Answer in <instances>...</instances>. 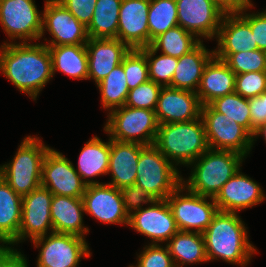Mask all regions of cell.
<instances>
[{
  "label": "cell",
  "mask_w": 266,
  "mask_h": 267,
  "mask_svg": "<svg viewBox=\"0 0 266 267\" xmlns=\"http://www.w3.org/2000/svg\"><path fill=\"white\" fill-rule=\"evenodd\" d=\"M0 71L20 92L36 100L53 77L49 48L44 43L5 42L0 46Z\"/></svg>",
  "instance_id": "obj_1"
},
{
  "label": "cell",
  "mask_w": 266,
  "mask_h": 267,
  "mask_svg": "<svg viewBox=\"0 0 266 267\" xmlns=\"http://www.w3.org/2000/svg\"><path fill=\"white\" fill-rule=\"evenodd\" d=\"M246 228L239 214L218 211L202 233L207 260L220 258L232 265L247 266L256 248L248 240Z\"/></svg>",
  "instance_id": "obj_2"
},
{
  "label": "cell",
  "mask_w": 266,
  "mask_h": 267,
  "mask_svg": "<svg viewBox=\"0 0 266 267\" xmlns=\"http://www.w3.org/2000/svg\"><path fill=\"white\" fill-rule=\"evenodd\" d=\"M154 146L177 168L189 166L209 149L201 116L189 122L158 127Z\"/></svg>",
  "instance_id": "obj_3"
},
{
  "label": "cell",
  "mask_w": 266,
  "mask_h": 267,
  "mask_svg": "<svg viewBox=\"0 0 266 267\" xmlns=\"http://www.w3.org/2000/svg\"><path fill=\"white\" fill-rule=\"evenodd\" d=\"M244 158L237 152L208 149L189 165L192 166L191 174L188 180L182 177V184L193 193L215 198L222 186L240 169Z\"/></svg>",
  "instance_id": "obj_4"
},
{
  "label": "cell",
  "mask_w": 266,
  "mask_h": 267,
  "mask_svg": "<svg viewBox=\"0 0 266 267\" xmlns=\"http://www.w3.org/2000/svg\"><path fill=\"white\" fill-rule=\"evenodd\" d=\"M41 141L39 137H25L11 162L0 166V177L21 196L41 185L42 163L50 149Z\"/></svg>",
  "instance_id": "obj_5"
},
{
  "label": "cell",
  "mask_w": 266,
  "mask_h": 267,
  "mask_svg": "<svg viewBox=\"0 0 266 267\" xmlns=\"http://www.w3.org/2000/svg\"><path fill=\"white\" fill-rule=\"evenodd\" d=\"M107 119L104 131L110 139L154 145L159 127L155 110L124 105L108 112Z\"/></svg>",
  "instance_id": "obj_6"
},
{
  "label": "cell",
  "mask_w": 266,
  "mask_h": 267,
  "mask_svg": "<svg viewBox=\"0 0 266 267\" xmlns=\"http://www.w3.org/2000/svg\"><path fill=\"white\" fill-rule=\"evenodd\" d=\"M135 183L162 200L182 183V175L154 145H149L140 151Z\"/></svg>",
  "instance_id": "obj_7"
},
{
  "label": "cell",
  "mask_w": 266,
  "mask_h": 267,
  "mask_svg": "<svg viewBox=\"0 0 266 267\" xmlns=\"http://www.w3.org/2000/svg\"><path fill=\"white\" fill-rule=\"evenodd\" d=\"M166 201L179 231L203 233L218 212L214 198L193 193L182 183L166 198Z\"/></svg>",
  "instance_id": "obj_8"
},
{
  "label": "cell",
  "mask_w": 266,
  "mask_h": 267,
  "mask_svg": "<svg viewBox=\"0 0 266 267\" xmlns=\"http://www.w3.org/2000/svg\"><path fill=\"white\" fill-rule=\"evenodd\" d=\"M201 118L209 149L233 151L247 158L253 147L252 135L243 126L230 121L210 104L201 107Z\"/></svg>",
  "instance_id": "obj_9"
},
{
  "label": "cell",
  "mask_w": 266,
  "mask_h": 267,
  "mask_svg": "<svg viewBox=\"0 0 266 267\" xmlns=\"http://www.w3.org/2000/svg\"><path fill=\"white\" fill-rule=\"evenodd\" d=\"M50 234L33 239L35 248H40L37 267H79L82 257H90L86 239L65 233Z\"/></svg>",
  "instance_id": "obj_10"
},
{
  "label": "cell",
  "mask_w": 266,
  "mask_h": 267,
  "mask_svg": "<svg viewBox=\"0 0 266 267\" xmlns=\"http://www.w3.org/2000/svg\"><path fill=\"white\" fill-rule=\"evenodd\" d=\"M42 12L33 0H0V24L15 43L41 39Z\"/></svg>",
  "instance_id": "obj_11"
},
{
  "label": "cell",
  "mask_w": 266,
  "mask_h": 267,
  "mask_svg": "<svg viewBox=\"0 0 266 267\" xmlns=\"http://www.w3.org/2000/svg\"><path fill=\"white\" fill-rule=\"evenodd\" d=\"M178 24L199 40L217 37L222 18L227 12L214 0H175Z\"/></svg>",
  "instance_id": "obj_12"
},
{
  "label": "cell",
  "mask_w": 266,
  "mask_h": 267,
  "mask_svg": "<svg viewBox=\"0 0 266 267\" xmlns=\"http://www.w3.org/2000/svg\"><path fill=\"white\" fill-rule=\"evenodd\" d=\"M53 194L44 186L22 196L21 223L18 236L7 246H14L26 238L30 240L45 236L48 230L53 232L51 202Z\"/></svg>",
  "instance_id": "obj_13"
},
{
  "label": "cell",
  "mask_w": 266,
  "mask_h": 267,
  "mask_svg": "<svg viewBox=\"0 0 266 267\" xmlns=\"http://www.w3.org/2000/svg\"><path fill=\"white\" fill-rule=\"evenodd\" d=\"M41 186L53 195L82 198L87 185L73 163L62 153L50 148L42 163Z\"/></svg>",
  "instance_id": "obj_14"
},
{
  "label": "cell",
  "mask_w": 266,
  "mask_h": 267,
  "mask_svg": "<svg viewBox=\"0 0 266 267\" xmlns=\"http://www.w3.org/2000/svg\"><path fill=\"white\" fill-rule=\"evenodd\" d=\"M45 31L52 36V40L47 41L46 46L80 45L88 41L86 27L58 0H45L41 38Z\"/></svg>",
  "instance_id": "obj_15"
},
{
  "label": "cell",
  "mask_w": 266,
  "mask_h": 267,
  "mask_svg": "<svg viewBox=\"0 0 266 267\" xmlns=\"http://www.w3.org/2000/svg\"><path fill=\"white\" fill-rule=\"evenodd\" d=\"M149 205L129 215L128 226L149 237L150 244L168 242L179 231L170 206L166 199Z\"/></svg>",
  "instance_id": "obj_16"
},
{
  "label": "cell",
  "mask_w": 266,
  "mask_h": 267,
  "mask_svg": "<svg viewBox=\"0 0 266 267\" xmlns=\"http://www.w3.org/2000/svg\"><path fill=\"white\" fill-rule=\"evenodd\" d=\"M85 213L109 224H129L120 189L108 184L87 185L82 196Z\"/></svg>",
  "instance_id": "obj_17"
},
{
  "label": "cell",
  "mask_w": 266,
  "mask_h": 267,
  "mask_svg": "<svg viewBox=\"0 0 266 267\" xmlns=\"http://www.w3.org/2000/svg\"><path fill=\"white\" fill-rule=\"evenodd\" d=\"M201 107L196 92L163 86L155 113L159 125L189 122L201 116Z\"/></svg>",
  "instance_id": "obj_18"
},
{
  "label": "cell",
  "mask_w": 266,
  "mask_h": 267,
  "mask_svg": "<svg viewBox=\"0 0 266 267\" xmlns=\"http://www.w3.org/2000/svg\"><path fill=\"white\" fill-rule=\"evenodd\" d=\"M149 6L150 0H122L117 39L130 49L149 46Z\"/></svg>",
  "instance_id": "obj_19"
},
{
  "label": "cell",
  "mask_w": 266,
  "mask_h": 267,
  "mask_svg": "<svg viewBox=\"0 0 266 267\" xmlns=\"http://www.w3.org/2000/svg\"><path fill=\"white\" fill-rule=\"evenodd\" d=\"M240 170L222 186L214 198L218 211L238 213L265 200L263 188Z\"/></svg>",
  "instance_id": "obj_20"
},
{
  "label": "cell",
  "mask_w": 266,
  "mask_h": 267,
  "mask_svg": "<svg viewBox=\"0 0 266 267\" xmlns=\"http://www.w3.org/2000/svg\"><path fill=\"white\" fill-rule=\"evenodd\" d=\"M215 39L218 47L214 56L222 61L232 53L258 49L250 25L236 11L224 14Z\"/></svg>",
  "instance_id": "obj_21"
},
{
  "label": "cell",
  "mask_w": 266,
  "mask_h": 267,
  "mask_svg": "<svg viewBox=\"0 0 266 267\" xmlns=\"http://www.w3.org/2000/svg\"><path fill=\"white\" fill-rule=\"evenodd\" d=\"M88 79L98 84L122 63L130 48L117 38H88Z\"/></svg>",
  "instance_id": "obj_22"
},
{
  "label": "cell",
  "mask_w": 266,
  "mask_h": 267,
  "mask_svg": "<svg viewBox=\"0 0 266 267\" xmlns=\"http://www.w3.org/2000/svg\"><path fill=\"white\" fill-rule=\"evenodd\" d=\"M145 146L133 142H121L111 139L108 173L111 182L108 184L121 189L135 183L140 151Z\"/></svg>",
  "instance_id": "obj_23"
},
{
  "label": "cell",
  "mask_w": 266,
  "mask_h": 267,
  "mask_svg": "<svg viewBox=\"0 0 266 267\" xmlns=\"http://www.w3.org/2000/svg\"><path fill=\"white\" fill-rule=\"evenodd\" d=\"M235 76L224 61L214 56L206 65L196 91L201 105L235 92Z\"/></svg>",
  "instance_id": "obj_24"
},
{
  "label": "cell",
  "mask_w": 266,
  "mask_h": 267,
  "mask_svg": "<svg viewBox=\"0 0 266 267\" xmlns=\"http://www.w3.org/2000/svg\"><path fill=\"white\" fill-rule=\"evenodd\" d=\"M208 50L202 40L189 53L179 57L169 87L196 92L206 65L214 57V50Z\"/></svg>",
  "instance_id": "obj_25"
},
{
  "label": "cell",
  "mask_w": 266,
  "mask_h": 267,
  "mask_svg": "<svg viewBox=\"0 0 266 267\" xmlns=\"http://www.w3.org/2000/svg\"><path fill=\"white\" fill-rule=\"evenodd\" d=\"M53 232L81 236L89 229L83 224L84 204L82 198L53 195L50 207Z\"/></svg>",
  "instance_id": "obj_26"
},
{
  "label": "cell",
  "mask_w": 266,
  "mask_h": 267,
  "mask_svg": "<svg viewBox=\"0 0 266 267\" xmlns=\"http://www.w3.org/2000/svg\"><path fill=\"white\" fill-rule=\"evenodd\" d=\"M111 139L103 142L94 136L82 148L78 158V168L75 169L86 185L100 184L99 181L89 179L107 175L110 160Z\"/></svg>",
  "instance_id": "obj_27"
},
{
  "label": "cell",
  "mask_w": 266,
  "mask_h": 267,
  "mask_svg": "<svg viewBox=\"0 0 266 267\" xmlns=\"http://www.w3.org/2000/svg\"><path fill=\"white\" fill-rule=\"evenodd\" d=\"M21 213L22 196L0 177V247H7L18 236Z\"/></svg>",
  "instance_id": "obj_28"
},
{
  "label": "cell",
  "mask_w": 266,
  "mask_h": 267,
  "mask_svg": "<svg viewBox=\"0 0 266 267\" xmlns=\"http://www.w3.org/2000/svg\"><path fill=\"white\" fill-rule=\"evenodd\" d=\"M52 59L53 76L55 71L69 77L88 79V53L86 44L48 46Z\"/></svg>",
  "instance_id": "obj_29"
},
{
  "label": "cell",
  "mask_w": 266,
  "mask_h": 267,
  "mask_svg": "<svg viewBox=\"0 0 266 267\" xmlns=\"http://www.w3.org/2000/svg\"><path fill=\"white\" fill-rule=\"evenodd\" d=\"M175 267L208 262L202 233L178 231L166 244Z\"/></svg>",
  "instance_id": "obj_30"
},
{
  "label": "cell",
  "mask_w": 266,
  "mask_h": 267,
  "mask_svg": "<svg viewBox=\"0 0 266 267\" xmlns=\"http://www.w3.org/2000/svg\"><path fill=\"white\" fill-rule=\"evenodd\" d=\"M121 3L122 0H97L86 27L88 38H117Z\"/></svg>",
  "instance_id": "obj_31"
},
{
  "label": "cell",
  "mask_w": 266,
  "mask_h": 267,
  "mask_svg": "<svg viewBox=\"0 0 266 267\" xmlns=\"http://www.w3.org/2000/svg\"><path fill=\"white\" fill-rule=\"evenodd\" d=\"M200 42L193 33L176 26L156 37L150 46L156 51L161 49L162 54L179 58L193 50Z\"/></svg>",
  "instance_id": "obj_32"
},
{
  "label": "cell",
  "mask_w": 266,
  "mask_h": 267,
  "mask_svg": "<svg viewBox=\"0 0 266 267\" xmlns=\"http://www.w3.org/2000/svg\"><path fill=\"white\" fill-rule=\"evenodd\" d=\"M102 107L109 112L125 105L129 92L123 65L116 66L98 84Z\"/></svg>",
  "instance_id": "obj_33"
},
{
  "label": "cell",
  "mask_w": 266,
  "mask_h": 267,
  "mask_svg": "<svg viewBox=\"0 0 266 267\" xmlns=\"http://www.w3.org/2000/svg\"><path fill=\"white\" fill-rule=\"evenodd\" d=\"M176 26H179L176 1L150 0L148 13L149 46L160 34Z\"/></svg>",
  "instance_id": "obj_34"
},
{
  "label": "cell",
  "mask_w": 266,
  "mask_h": 267,
  "mask_svg": "<svg viewBox=\"0 0 266 267\" xmlns=\"http://www.w3.org/2000/svg\"><path fill=\"white\" fill-rule=\"evenodd\" d=\"M210 105L230 121L234 120L243 126L251 134L249 99L233 92L213 100Z\"/></svg>",
  "instance_id": "obj_35"
},
{
  "label": "cell",
  "mask_w": 266,
  "mask_h": 267,
  "mask_svg": "<svg viewBox=\"0 0 266 267\" xmlns=\"http://www.w3.org/2000/svg\"><path fill=\"white\" fill-rule=\"evenodd\" d=\"M140 50L147 58L149 80L162 86H169L178 64V58L162 53L158 56L156 55L157 51L151 46L141 48Z\"/></svg>",
  "instance_id": "obj_36"
},
{
  "label": "cell",
  "mask_w": 266,
  "mask_h": 267,
  "mask_svg": "<svg viewBox=\"0 0 266 267\" xmlns=\"http://www.w3.org/2000/svg\"><path fill=\"white\" fill-rule=\"evenodd\" d=\"M121 64L129 90L149 80L147 58L140 49H130Z\"/></svg>",
  "instance_id": "obj_37"
},
{
  "label": "cell",
  "mask_w": 266,
  "mask_h": 267,
  "mask_svg": "<svg viewBox=\"0 0 266 267\" xmlns=\"http://www.w3.org/2000/svg\"><path fill=\"white\" fill-rule=\"evenodd\" d=\"M224 62L235 74L266 71L265 54L260 49L232 53Z\"/></svg>",
  "instance_id": "obj_38"
},
{
  "label": "cell",
  "mask_w": 266,
  "mask_h": 267,
  "mask_svg": "<svg viewBox=\"0 0 266 267\" xmlns=\"http://www.w3.org/2000/svg\"><path fill=\"white\" fill-rule=\"evenodd\" d=\"M162 85L148 80L129 90L125 106L155 110Z\"/></svg>",
  "instance_id": "obj_39"
},
{
  "label": "cell",
  "mask_w": 266,
  "mask_h": 267,
  "mask_svg": "<svg viewBox=\"0 0 266 267\" xmlns=\"http://www.w3.org/2000/svg\"><path fill=\"white\" fill-rule=\"evenodd\" d=\"M266 90V71L236 74L235 92L244 98L261 95Z\"/></svg>",
  "instance_id": "obj_40"
},
{
  "label": "cell",
  "mask_w": 266,
  "mask_h": 267,
  "mask_svg": "<svg viewBox=\"0 0 266 267\" xmlns=\"http://www.w3.org/2000/svg\"><path fill=\"white\" fill-rule=\"evenodd\" d=\"M160 245H146L138 255L137 265H129V267H175L167 246Z\"/></svg>",
  "instance_id": "obj_41"
},
{
  "label": "cell",
  "mask_w": 266,
  "mask_h": 267,
  "mask_svg": "<svg viewBox=\"0 0 266 267\" xmlns=\"http://www.w3.org/2000/svg\"><path fill=\"white\" fill-rule=\"evenodd\" d=\"M253 6H241L236 12L250 25L251 32L257 42L258 49L266 50V9L258 13L246 11ZM245 12V13H244Z\"/></svg>",
  "instance_id": "obj_42"
},
{
  "label": "cell",
  "mask_w": 266,
  "mask_h": 267,
  "mask_svg": "<svg viewBox=\"0 0 266 267\" xmlns=\"http://www.w3.org/2000/svg\"><path fill=\"white\" fill-rule=\"evenodd\" d=\"M124 208L128 215L142 209V204H151L156 199L150 195L146 190L134 183L131 186H126L120 189ZM142 203V204H141Z\"/></svg>",
  "instance_id": "obj_43"
},
{
  "label": "cell",
  "mask_w": 266,
  "mask_h": 267,
  "mask_svg": "<svg viewBox=\"0 0 266 267\" xmlns=\"http://www.w3.org/2000/svg\"><path fill=\"white\" fill-rule=\"evenodd\" d=\"M58 1L85 27L90 24L97 0Z\"/></svg>",
  "instance_id": "obj_44"
},
{
  "label": "cell",
  "mask_w": 266,
  "mask_h": 267,
  "mask_svg": "<svg viewBox=\"0 0 266 267\" xmlns=\"http://www.w3.org/2000/svg\"><path fill=\"white\" fill-rule=\"evenodd\" d=\"M251 135L256 128L266 122V90L259 96L249 98Z\"/></svg>",
  "instance_id": "obj_45"
},
{
  "label": "cell",
  "mask_w": 266,
  "mask_h": 267,
  "mask_svg": "<svg viewBox=\"0 0 266 267\" xmlns=\"http://www.w3.org/2000/svg\"><path fill=\"white\" fill-rule=\"evenodd\" d=\"M26 257L12 246L0 247V267H29Z\"/></svg>",
  "instance_id": "obj_46"
},
{
  "label": "cell",
  "mask_w": 266,
  "mask_h": 267,
  "mask_svg": "<svg viewBox=\"0 0 266 267\" xmlns=\"http://www.w3.org/2000/svg\"><path fill=\"white\" fill-rule=\"evenodd\" d=\"M227 12L237 11L241 6L235 0H214Z\"/></svg>",
  "instance_id": "obj_47"
},
{
  "label": "cell",
  "mask_w": 266,
  "mask_h": 267,
  "mask_svg": "<svg viewBox=\"0 0 266 267\" xmlns=\"http://www.w3.org/2000/svg\"><path fill=\"white\" fill-rule=\"evenodd\" d=\"M259 136H263L266 143V122L255 129L254 134L252 135V145H254V141H256Z\"/></svg>",
  "instance_id": "obj_48"
},
{
  "label": "cell",
  "mask_w": 266,
  "mask_h": 267,
  "mask_svg": "<svg viewBox=\"0 0 266 267\" xmlns=\"http://www.w3.org/2000/svg\"><path fill=\"white\" fill-rule=\"evenodd\" d=\"M240 6H253L251 0H235Z\"/></svg>",
  "instance_id": "obj_49"
},
{
  "label": "cell",
  "mask_w": 266,
  "mask_h": 267,
  "mask_svg": "<svg viewBox=\"0 0 266 267\" xmlns=\"http://www.w3.org/2000/svg\"><path fill=\"white\" fill-rule=\"evenodd\" d=\"M264 54H265V64H266V50L264 51Z\"/></svg>",
  "instance_id": "obj_50"
}]
</instances>
